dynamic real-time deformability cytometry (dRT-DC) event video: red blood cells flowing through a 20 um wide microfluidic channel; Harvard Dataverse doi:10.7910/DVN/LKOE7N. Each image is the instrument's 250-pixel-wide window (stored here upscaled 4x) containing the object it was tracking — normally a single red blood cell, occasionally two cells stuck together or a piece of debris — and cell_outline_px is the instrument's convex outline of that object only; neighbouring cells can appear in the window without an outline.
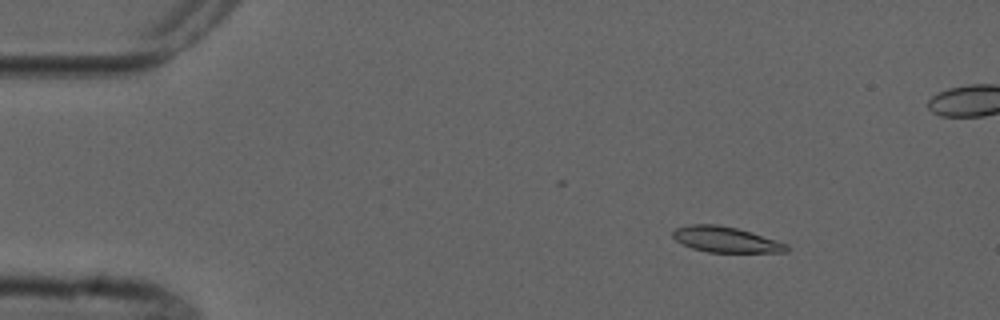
{"species": "common noctule bat (a hibernating species)", "species_latin": "Nyctalus noctula", "temperature_condition": "cold", "stored_images_in_passage": 4, "camera_frame_rate_fps": 3000, "um_per_image_px": 0.085, "animal": {"sex": "male", "forearm_length_mm": 52.5}, "frame": {"image": 1, "passage_image": 2, "time_ms": 1.0, "image_size_px": [1000, 320], "cell_outline_px": [[788, 252], [708, 252], [692, 248], [676, 240], [672, 236], [672, 232], [676, 228], [688, 224], [716, 224], [736, 228], [776, 240], [788, 244]], "centroid_in_image_um": [61.67, 20.36], "position_along_channel_um": 23.3, "area_um2": 16.82}}